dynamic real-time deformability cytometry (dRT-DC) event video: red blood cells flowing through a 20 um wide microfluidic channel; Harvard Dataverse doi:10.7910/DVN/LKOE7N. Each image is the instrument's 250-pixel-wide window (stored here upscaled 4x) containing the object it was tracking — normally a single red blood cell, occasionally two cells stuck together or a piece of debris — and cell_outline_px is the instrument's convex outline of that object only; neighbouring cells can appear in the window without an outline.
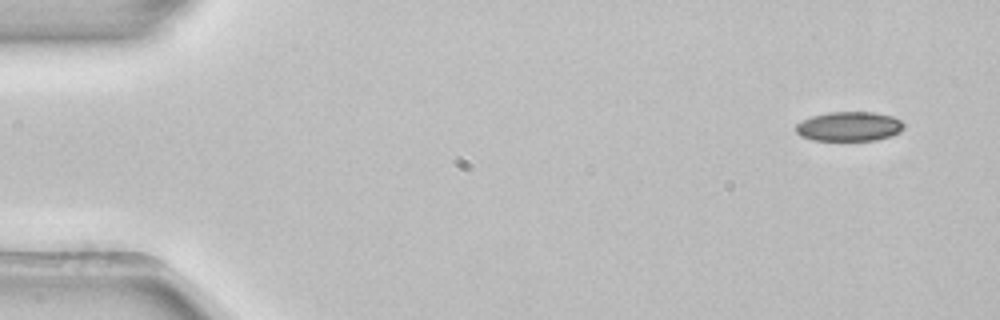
{"species": "common noctule bat (a hibernating species)", "species_latin": "Nyctalus noctula", "temperature_condition": "room temperature", "stored_images_in_passage": 4, "camera_frame_rate_fps": 3000, "um_per_image_px": 0.085, "animal": {"sex": "female", "body_mass_g": 22.7, "forearm_length_mm": 54.2}, "frame": {"image": 1, "passage_image": 1, "time_ms": 0.0, "image_size_px": [1000, 320], "cell_outline_px": [[904, 128], [900, 132], [876, 140], [812, 140], [800, 136], [796, 132], [796, 124], [812, 116], [828, 112], [872, 112], [892, 116], [900, 120], [904, 124]], "centroid_in_image_um": [72.17, 10.74], "position_along_channel_um": 12.8, "area_um2": 18.44}}
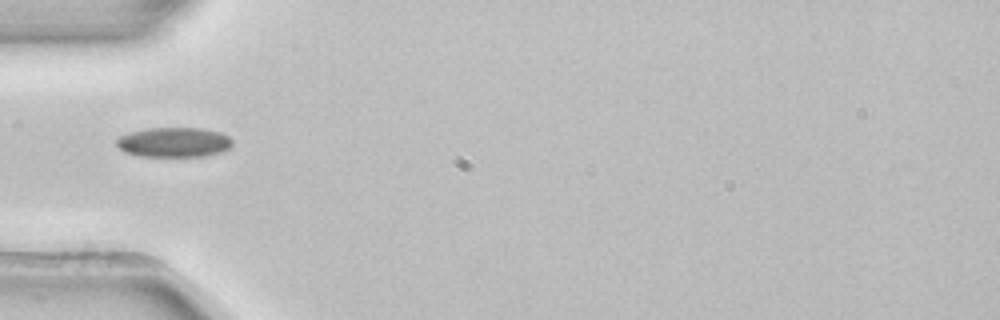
{"frame": {"image": 2, "passage_image": 4, "time_ms": 1.0, "image_size_px": [1000, 320], "cell_outline_px": [[232, 144], [228, 148], [220, 152], [204, 156], [140, 156], [124, 152], [116, 144], [116, 140], [120, 136], [132, 132], [148, 128], [200, 128], [220, 132], [228, 136], [232, 140]], "centroid_in_image_um": [14.78, 12.09], "position_along_channel_um": 70.2, "area_um2": 19.94}}